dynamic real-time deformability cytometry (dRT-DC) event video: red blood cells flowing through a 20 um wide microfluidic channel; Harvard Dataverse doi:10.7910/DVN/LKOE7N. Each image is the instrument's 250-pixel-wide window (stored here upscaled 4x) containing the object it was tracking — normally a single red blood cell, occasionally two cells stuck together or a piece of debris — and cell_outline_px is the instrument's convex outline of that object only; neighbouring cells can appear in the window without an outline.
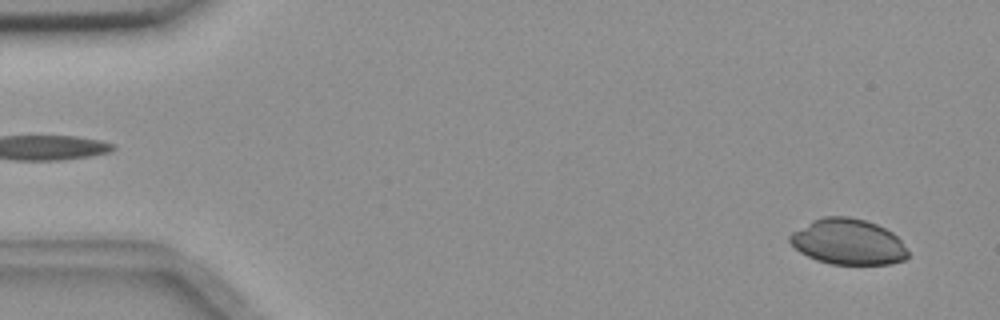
{"species": "common noctule bat (a hibernating species)", "species_latin": "Nyctalus noctula", "temperature_condition": "room temperature", "stored_images_in_passage": 56, "camera_frame_rate_fps": 3000, "um_per_image_px": 0.085, "animal": {"sex": "female", "body_mass_g": 18.4}, "frame": {"image": 1, "passage_image": 3, "time_ms": 0.667, "image_size_px": [1000, 320], "cell_outline_px": [[908, 256], [904, 260], [892, 264], [832, 264], [816, 260], [800, 252], [788, 240], [788, 236], [792, 232], [812, 220], [824, 216], [848, 216], [864, 220], [876, 224], [892, 232], [900, 240], [908, 252]], "centroid_in_image_um": [72.07, 20.55], "position_along_channel_um": 12.9, "area_um2": 31.39}}
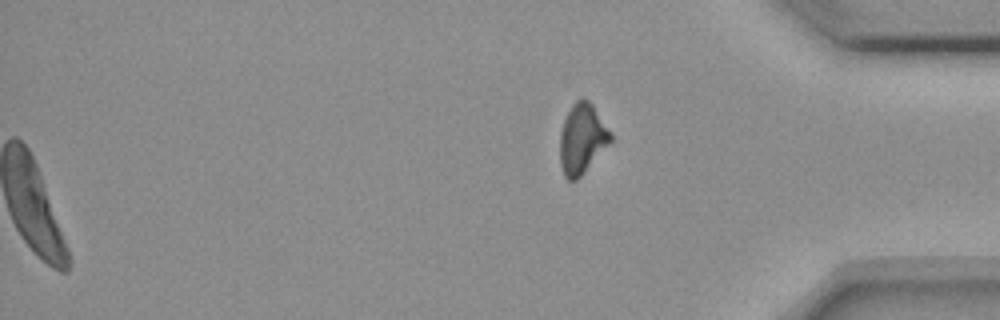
{"frame": {"image": 2, "passage_image": 56, "time_ms": 18.333, "image_size_px": [1000, 320], "cell_outline_px": [[612, 140], [580, 176], [576, 180], [568, 180], [564, 176], [560, 164], [560, 132], [564, 120], [572, 104], [580, 96], [584, 96], [592, 104], [612, 132]], "centroid_in_image_um": [49.47, 11.75], "position_along_channel_um": 385.7, "area_um2": 20.63}}